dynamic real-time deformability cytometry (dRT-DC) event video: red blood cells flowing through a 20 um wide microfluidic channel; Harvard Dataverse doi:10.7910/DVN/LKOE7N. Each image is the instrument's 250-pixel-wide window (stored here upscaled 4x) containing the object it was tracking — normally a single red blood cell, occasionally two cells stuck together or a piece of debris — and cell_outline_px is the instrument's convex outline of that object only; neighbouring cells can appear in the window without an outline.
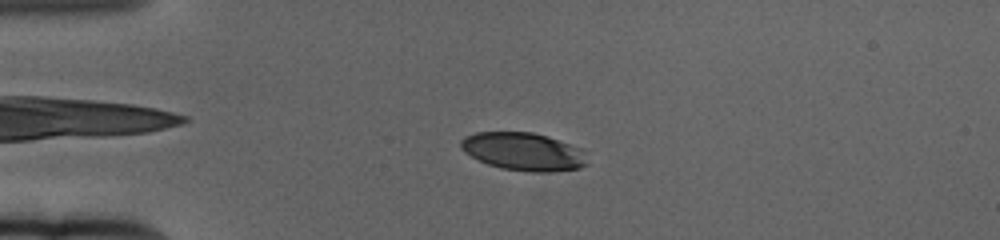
{"species": "human", "species_latin": "Homo sapiens", "temperature_condition": "cold", "stored_images_in_passage": 61, "camera_frame_rate_fps": 3000, "um_per_image_px": 0.085, "donor": {"sex": "female"}, "frame": {"image": 1, "passage_image": 15, "time_ms": 4.667, "image_size_px": [1000, 240], "cell_outline_px": [[588, 164], [580, 168], [548, 172], [532, 172], [500, 168], [488, 164], [464, 152], [460, 148], [460, 140], [464, 136], [476, 132], [532, 132], [548, 136], [580, 148]], "centroid_in_image_um": [44.46, 12.88], "position_along_channel_um": 40.5, "area_um2": 27.86}}
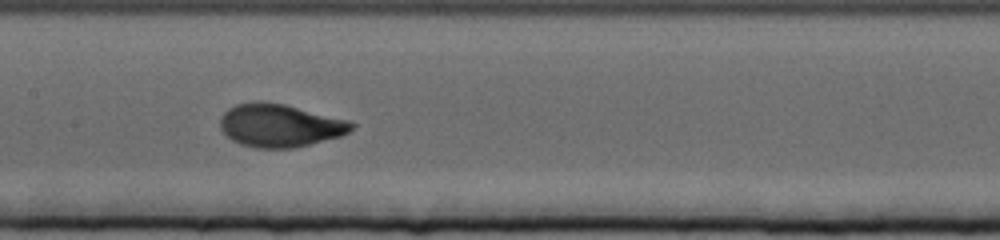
{"frame": {"image": 2, "passage_image": 31, "time_ms": 10.0, "image_size_px": [1000, 240], "cell_outline_px": [[356, 124], [348, 132], [340, 136], [296, 148], [256, 148], [240, 144], [232, 140], [220, 128], [220, 116], [228, 108], [236, 104], [284, 104], [348, 120]], "centroid_in_image_um": [23.8, 10.7], "position_along_channel_um": 183.6, "area_um2": 32.25}}
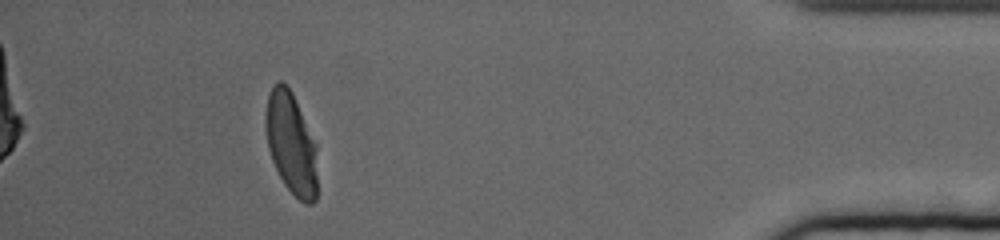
{"frame": {"image": 3, "passage_image": 56, "time_ms": 18.333, "image_size_px": [1000, 240], "cell_outline_px": [[316, 200], [312, 204], [304, 204], [284, 184], [272, 160], [268, 148], [264, 124], [264, 116], [268, 96], [272, 84], [280, 80], [292, 92], [316, 144]], "centroid_in_image_um": [24.72, 12.17], "position_along_channel_um": 410.5, "area_um2": 30.63}, "authors_computed_cell_mechanics": {"area_um2": 30.8652, "velocity_mm_per_s": 3.329, "shape_relaxation_time_tau1_ms": 4.2002, "shape_relaxation_time_tau2_ms": null, "deformation_change_tau1": 0.1661, "deformation_change_tau2": null}}